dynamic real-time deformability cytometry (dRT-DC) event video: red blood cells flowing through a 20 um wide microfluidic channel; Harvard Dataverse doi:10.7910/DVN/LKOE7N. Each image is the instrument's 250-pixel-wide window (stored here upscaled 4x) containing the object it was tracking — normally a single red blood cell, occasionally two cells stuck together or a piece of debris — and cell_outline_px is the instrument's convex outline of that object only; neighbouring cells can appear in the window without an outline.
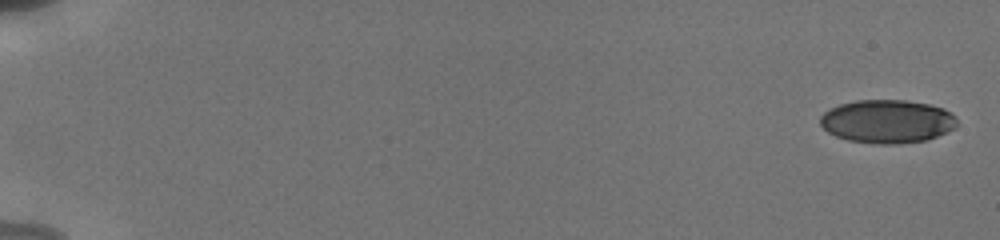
{"species": "human", "species_latin": "Homo sapiens", "temperature_condition": "cold", "stored_images_in_passage": 45, "camera_frame_rate_fps": 3000, "um_per_image_px": 0.085, "donor": {"sex": "male"}, "frame": {"image": 1, "passage_image": 1, "time_ms": 0.0, "image_size_px": [1000, 240], "cell_outline_px": [[956, 128], [928, 140], [900, 144], [876, 144], [848, 140], [836, 136], [828, 132], [820, 124], [820, 116], [824, 112], [840, 104], [856, 100], [904, 100], [928, 104], [944, 108], [956, 116]], "centroid_in_image_um": [75.43, 10.32], "position_along_channel_um": 9.6, "area_um2": 34.74}}
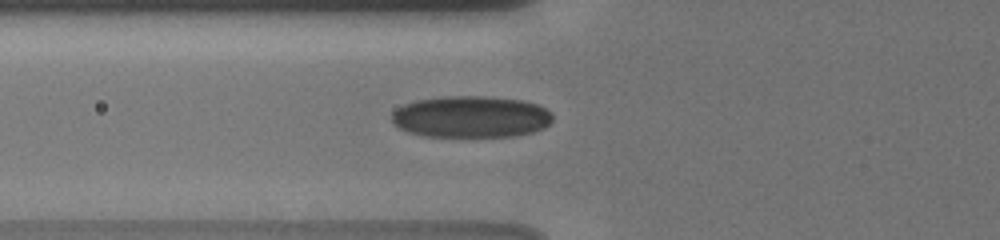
{"frame": {"image": 2, "passage_image": 18, "time_ms": 7.0, "image_size_px": [1000, 240], "cell_outline_px": [[552, 120], [544, 128], [532, 132], [512, 136], [424, 136], [408, 132], [400, 128], [392, 120], [392, 112], [396, 108], [404, 104], [416, 100], [444, 96], [492, 96], [524, 100], [536, 104], [552, 112]], "centroid_in_image_um": [40.04, 9.91], "position_along_channel_um": 85.8, "area_um2": 39.19}}
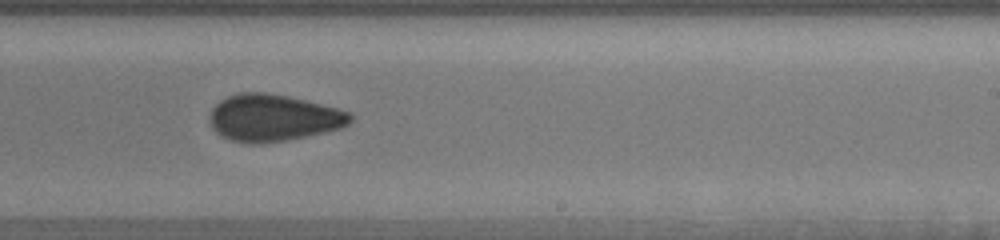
{"frame": {"image": 3, "passage_image": 35, "time_ms": 11.667, "image_size_px": [1000, 240], "cell_outline_px": [[352, 120], [348, 124], [340, 128], [324, 132], [284, 140], [256, 144], [248, 144], [232, 140], [220, 136], [212, 128], [212, 108], [220, 100], [228, 96], [240, 92], [264, 92], [288, 96], [352, 112]], "centroid_in_image_um": [23.22, 10.01], "position_along_channel_um": 265.8, "area_um2": 38.03}}